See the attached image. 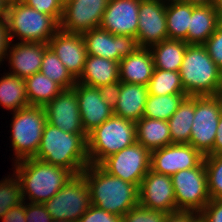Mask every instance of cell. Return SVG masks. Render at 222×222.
Here are the masks:
<instances>
[{
  "instance_id": "obj_1",
  "label": "cell",
  "mask_w": 222,
  "mask_h": 222,
  "mask_svg": "<svg viewBox=\"0 0 222 222\" xmlns=\"http://www.w3.org/2000/svg\"><path fill=\"white\" fill-rule=\"evenodd\" d=\"M81 174L90 189L91 205L122 217L139 204L138 186L109 174L100 165L89 164Z\"/></svg>"
},
{
  "instance_id": "obj_2",
  "label": "cell",
  "mask_w": 222,
  "mask_h": 222,
  "mask_svg": "<svg viewBox=\"0 0 222 222\" xmlns=\"http://www.w3.org/2000/svg\"><path fill=\"white\" fill-rule=\"evenodd\" d=\"M87 138V134L66 133L46 123L34 158L66 168L73 175H79L90 164Z\"/></svg>"
},
{
  "instance_id": "obj_3",
  "label": "cell",
  "mask_w": 222,
  "mask_h": 222,
  "mask_svg": "<svg viewBox=\"0 0 222 222\" xmlns=\"http://www.w3.org/2000/svg\"><path fill=\"white\" fill-rule=\"evenodd\" d=\"M15 163L16 175L20 182L23 200L26 195L30 203L43 204L50 200L73 176L66 168L42 160L25 158Z\"/></svg>"
},
{
  "instance_id": "obj_4",
  "label": "cell",
  "mask_w": 222,
  "mask_h": 222,
  "mask_svg": "<svg viewBox=\"0 0 222 222\" xmlns=\"http://www.w3.org/2000/svg\"><path fill=\"white\" fill-rule=\"evenodd\" d=\"M179 73L188 96L222 94V70L210 58L204 45H187Z\"/></svg>"
},
{
  "instance_id": "obj_5",
  "label": "cell",
  "mask_w": 222,
  "mask_h": 222,
  "mask_svg": "<svg viewBox=\"0 0 222 222\" xmlns=\"http://www.w3.org/2000/svg\"><path fill=\"white\" fill-rule=\"evenodd\" d=\"M135 142V122L113 114L88 134L89 163L99 165L108 156L133 145Z\"/></svg>"
},
{
  "instance_id": "obj_6",
  "label": "cell",
  "mask_w": 222,
  "mask_h": 222,
  "mask_svg": "<svg viewBox=\"0 0 222 222\" xmlns=\"http://www.w3.org/2000/svg\"><path fill=\"white\" fill-rule=\"evenodd\" d=\"M6 19L11 41L16 36L21 42L48 44L60 30V23L53 16L39 12L20 0L8 7Z\"/></svg>"
},
{
  "instance_id": "obj_7",
  "label": "cell",
  "mask_w": 222,
  "mask_h": 222,
  "mask_svg": "<svg viewBox=\"0 0 222 222\" xmlns=\"http://www.w3.org/2000/svg\"><path fill=\"white\" fill-rule=\"evenodd\" d=\"M12 148L15 161L32 158L36 155L47 123L46 112L40 106H27L13 112Z\"/></svg>"
},
{
  "instance_id": "obj_8",
  "label": "cell",
  "mask_w": 222,
  "mask_h": 222,
  "mask_svg": "<svg viewBox=\"0 0 222 222\" xmlns=\"http://www.w3.org/2000/svg\"><path fill=\"white\" fill-rule=\"evenodd\" d=\"M221 112L222 94L194 96V118L189 144L203 156L213 150Z\"/></svg>"
},
{
  "instance_id": "obj_9",
  "label": "cell",
  "mask_w": 222,
  "mask_h": 222,
  "mask_svg": "<svg viewBox=\"0 0 222 222\" xmlns=\"http://www.w3.org/2000/svg\"><path fill=\"white\" fill-rule=\"evenodd\" d=\"M53 220L78 222L91 206L90 189L82 174L73 175L48 201L43 203Z\"/></svg>"
},
{
  "instance_id": "obj_10",
  "label": "cell",
  "mask_w": 222,
  "mask_h": 222,
  "mask_svg": "<svg viewBox=\"0 0 222 222\" xmlns=\"http://www.w3.org/2000/svg\"><path fill=\"white\" fill-rule=\"evenodd\" d=\"M171 179L178 210L199 213L211 200L204 161L195 168L174 173Z\"/></svg>"
},
{
  "instance_id": "obj_11",
  "label": "cell",
  "mask_w": 222,
  "mask_h": 222,
  "mask_svg": "<svg viewBox=\"0 0 222 222\" xmlns=\"http://www.w3.org/2000/svg\"><path fill=\"white\" fill-rule=\"evenodd\" d=\"M151 152L138 142L105 158L99 165L109 174L139 187L150 170Z\"/></svg>"
},
{
  "instance_id": "obj_12",
  "label": "cell",
  "mask_w": 222,
  "mask_h": 222,
  "mask_svg": "<svg viewBox=\"0 0 222 222\" xmlns=\"http://www.w3.org/2000/svg\"><path fill=\"white\" fill-rule=\"evenodd\" d=\"M87 55L107 58L120 62L122 58L135 53L140 45L136 37L114 35L100 27L82 34Z\"/></svg>"
},
{
  "instance_id": "obj_13",
  "label": "cell",
  "mask_w": 222,
  "mask_h": 222,
  "mask_svg": "<svg viewBox=\"0 0 222 222\" xmlns=\"http://www.w3.org/2000/svg\"><path fill=\"white\" fill-rule=\"evenodd\" d=\"M109 0H69L63 5L60 30L83 34L101 24Z\"/></svg>"
},
{
  "instance_id": "obj_14",
  "label": "cell",
  "mask_w": 222,
  "mask_h": 222,
  "mask_svg": "<svg viewBox=\"0 0 222 222\" xmlns=\"http://www.w3.org/2000/svg\"><path fill=\"white\" fill-rule=\"evenodd\" d=\"M136 38L145 48L168 39L166 5L161 0L140 1Z\"/></svg>"
},
{
  "instance_id": "obj_15",
  "label": "cell",
  "mask_w": 222,
  "mask_h": 222,
  "mask_svg": "<svg viewBox=\"0 0 222 222\" xmlns=\"http://www.w3.org/2000/svg\"><path fill=\"white\" fill-rule=\"evenodd\" d=\"M139 204L166 213L177 211L171 176L149 170L138 187Z\"/></svg>"
},
{
  "instance_id": "obj_16",
  "label": "cell",
  "mask_w": 222,
  "mask_h": 222,
  "mask_svg": "<svg viewBox=\"0 0 222 222\" xmlns=\"http://www.w3.org/2000/svg\"><path fill=\"white\" fill-rule=\"evenodd\" d=\"M204 156L190 144H171L151 152L150 169L168 176L197 167Z\"/></svg>"
},
{
  "instance_id": "obj_17",
  "label": "cell",
  "mask_w": 222,
  "mask_h": 222,
  "mask_svg": "<svg viewBox=\"0 0 222 222\" xmlns=\"http://www.w3.org/2000/svg\"><path fill=\"white\" fill-rule=\"evenodd\" d=\"M47 123L66 133L86 134L82 125L76 91L63 89L44 107Z\"/></svg>"
},
{
  "instance_id": "obj_18",
  "label": "cell",
  "mask_w": 222,
  "mask_h": 222,
  "mask_svg": "<svg viewBox=\"0 0 222 222\" xmlns=\"http://www.w3.org/2000/svg\"><path fill=\"white\" fill-rule=\"evenodd\" d=\"M141 0H109L100 28L114 35L136 37Z\"/></svg>"
},
{
  "instance_id": "obj_19",
  "label": "cell",
  "mask_w": 222,
  "mask_h": 222,
  "mask_svg": "<svg viewBox=\"0 0 222 222\" xmlns=\"http://www.w3.org/2000/svg\"><path fill=\"white\" fill-rule=\"evenodd\" d=\"M73 89L77 94L82 125L88 135L114 114L113 109L102 98L97 87L76 82Z\"/></svg>"
},
{
  "instance_id": "obj_20",
  "label": "cell",
  "mask_w": 222,
  "mask_h": 222,
  "mask_svg": "<svg viewBox=\"0 0 222 222\" xmlns=\"http://www.w3.org/2000/svg\"><path fill=\"white\" fill-rule=\"evenodd\" d=\"M69 73L77 80L84 68L87 51L82 34L59 30L48 42Z\"/></svg>"
},
{
  "instance_id": "obj_21",
  "label": "cell",
  "mask_w": 222,
  "mask_h": 222,
  "mask_svg": "<svg viewBox=\"0 0 222 222\" xmlns=\"http://www.w3.org/2000/svg\"><path fill=\"white\" fill-rule=\"evenodd\" d=\"M8 54L9 63L12 68L10 74L20 78H27L40 72L42 58L48 44L35 42H18L10 44Z\"/></svg>"
},
{
  "instance_id": "obj_22",
  "label": "cell",
  "mask_w": 222,
  "mask_h": 222,
  "mask_svg": "<svg viewBox=\"0 0 222 222\" xmlns=\"http://www.w3.org/2000/svg\"><path fill=\"white\" fill-rule=\"evenodd\" d=\"M155 66L149 48L140 47L135 53L122 58L119 62V80L147 86Z\"/></svg>"
},
{
  "instance_id": "obj_23",
  "label": "cell",
  "mask_w": 222,
  "mask_h": 222,
  "mask_svg": "<svg viewBox=\"0 0 222 222\" xmlns=\"http://www.w3.org/2000/svg\"><path fill=\"white\" fill-rule=\"evenodd\" d=\"M147 96V86L121 82L120 95L113 110L114 115L136 123L144 116Z\"/></svg>"
},
{
  "instance_id": "obj_24",
  "label": "cell",
  "mask_w": 222,
  "mask_h": 222,
  "mask_svg": "<svg viewBox=\"0 0 222 222\" xmlns=\"http://www.w3.org/2000/svg\"><path fill=\"white\" fill-rule=\"evenodd\" d=\"M119 80V62L87 55L83 71L77 82L90 86L100 87Z\"/></svg>"
},
{
  "instance_id": "obj_25",
  "label": "cell",
  "mask_w": 222,
  "mask_h": 222,
  "mask_svg": "<svg viewBox=\"0 0 222 222\" xmlns=\"http://www.w3.org/2000/svg\"><path fill=\"white\" fill-rule=\"evenodd\" d=\"M220 23L213 5H194L188 35L184 41L187 44L203 45L216 31Z\"/></svg>"
},
{
  "instance_id": "obj_26",
  "label": "cell",
  "mask_w": 222,
  "mask_h": 222,
  "mask_svg": "<svg viewBox=\"0 0 222 222\" xmlns=\"http://www.w3.org/2000/svg\"><path fill=\"white\" fill-rule=\"evenodd\" d=\"M135 124L136 142L150 152L172 144L167 121L142 117Z\"/></svg>"
},
{
  "instance_id": "obj_27",
  "label": "cell",
  "mask_w": 222,
  "mask_h": 222,
  "mask_svg": "<svg viewBox=\"0 0 222 222\" xmlns=\"http://www.w3.org/2000/svg\"><path fill=\"white\" fill-rule=\"evenodd\" d=\"M187 45L184 40L166 39L149 47L155 68L179 71Z\"/></svg>"
},
{
  "instance_id": "obj_28",
  "label": "cell",
  "mask_w": 222,
  "mask_h": 222,
  "mask_svg": "<svg viewBox=\"0 0 222 222\" xmlns=\"http://www.w3.org/2000/svg\"><path fill=\"white\" fill-rule=\"evenodd\" d=\"M194 118V96H187L167 121L172 144H189Z\"/></svg>"
},
{
  "instance_id": "obj_29",
  "label": "cell",
  "mask_w": 222,
  "mask_h": 222,
  "mask_svg": "<svg viewBox=\"0 0 222 222\" xmlns=\"http://www.w3.org/2000/svg\"><path fill=\"white\" fill-rule=\"evenodd\" d=\"M24 80L27 99L31 106L44 107L63 90L59 84L46 77L42 72H37Z\"/></svg>"
},
{
  "instance_id": "obj_30",
  "label": "cell",
  "mask_w": 222,
  "mask_h": 222,
  "mask_svg": "<svg viewBox=\"0 0 222 222\" xmlns=\"http://www.w3.org/2000/svg\"><path fill=\"white\" fill-rule=\"evenodd\" d=\"M0 104L13 112L29 106L23 78L9 72L0 78Z\"/></svg>"
},
{
  "instance_id": "obj_31",
  "label": "cell",
  "mask_w": 222,
  "mask_h": 222,
  "mask_svg": "<svg viewBox=\"0 0 222 222\" xmlns=\"http://www.w3.org/2000/svg\"><path fill=\"white\" fill-rule=\"evenodd\" d=\"M193 9L194 5L186 2L166 5L168 39L185 40L187 38Z\"/></svg>"
},
{
  "instance_id": "obj_32",
  "label": "cell",
  "mask_w": 222,
  "mask_h": 222,
  "mask_svg": "<svg viewBox=\"0 0 222 222\" xmlns=\"http://www.w3.org/2000/svg\"><path fill=\"white\" fill-rule=\"evenodd\" d=\"M187 96V94L159 96L148 94L143 117L168 121Z\"/></svg>"
},
{
  "instance_id": "obj_33",
  "label": "cell",
  "mask_w": 222,
  "mask_h": 222,
  "mask_svg": "<svg viewBox=\"0 0 222 222\" xmlns=\"http://www.w3.org/2000/svg\"><path fill=\"white\" fill-rule=\"evenodd\" d=\"M40 72L63 89H71L77 82L49 46L44 51Z\"/></svg>"
},
{
  "instance_id": "obj_34",
  "label": "cell",
  "mask_w": 222,
  "mask_h": 222,
  "mask_svg": "<svg viewBox=\"0 0 222 222\" xmlns=\"http://www.w3.org/2000/svg\"><path fill=\"white\" fill-rule=\"evenodd\" d=\"M147 87L150 95L186 94L179 71L155 68Z\"/></svg>"
},
{
  "instance_id": "obj_35",
  "label": "cell",
  "mask_w": 222,
  "mask_h": 222,
  "mask_svg": "<svg viewBox=\"0 0 222 222\" xmlns=\"http://www.w3.org/2000/svg\"><path fill=\"white\" fill-rule=\"evenodd\" d=\"M208 192L211 199H222V154L204 156Z\"/></svg>"
},
{
  "instance_id": "obj_36",
  "label": "cell",
  "mask_w": 222,
  "mask_h": 222,
  "mask_svg": "<svg viewBox=\"0 0 222 222\" xmlns=\"http://www.w3.org/2000/svg\"><path fill=\"white\" fill-rule=\"evenodd\" d=\"M20 182L16 175L14 178H5L0 181V219L12 207L23 203Z\"/></svg>"
},
{
  "instance_id": "obj_37",
  "label": "cell",
  "mask_w": 222,
  "mask_h": 222,
  "mask_svg": "<svg viewBox=\"0 0 222 222\" xmlns=\"http://www.w3.org/2000/svg\"><path fill=\"white\" fill-rule=\"evenodd\" d=\"M166 215V212L151 210L138 204L122 216V222H164Z\"/></svg>"
},
{
  "instance_id": "obj_38",
  "label": "cell",
  "mask_w": 222,
  "mask_h": 222,
  "mask_svg": "<svg viewBox=\"0 0 222 222\" xmlns=\"http://www.w3.org/2000/svg\"><path fill=\"white\" fill-rule=\"evenodd\" d=\"M35 10L53 16L59 23L63 16V4L60 0H20Z\"/></svg>"
},
{
  "instance_id": "obj_39",
  "label": "cell",
  "mask_w": 222,
  "mask_h": 222,
  "mask_svg": "<svg viewBox=\"0 0 222 222\" xmlns=\"http://www.w3.org/2000/svg\"><path fill=\"white\" fill-rule=\"evenodd\" d=\"M215 64L222 70V23H220L216 31L203 44Z\"/></svg>"
},
{
  "instance_id": "obj_40",
  "label": "cell",
  "mask_w": 222,
  "mask_h": 222,
  "mask_svg": "<svg viewBox=\"0 0 222 222\" xmlns=\"http://www.w3.org/2000/svg\"><path fill=\"white\" fill-rule=\"evenodd\" d=\"M78 222H122V217L91 205Z\"/></svg>"
},
{
  "instance_id": "obj_41",
  "label": "cell",
  "mask_w": 222,
  "mask_h": 222,
  "mask_svg": "<svg viewBox=\"0 0 222 222\" xmlns=\"http://www.w3.org/2000/svg\"><path fill=\"white\" fill-rule=\"evenodd\" d=\"M200 222H222V199H211L198 213Z\"/></svg>"
},
{
  "instance_id": "obj_42",
  "label": "cell",
  "mask_w": 222,
  "mask_h": 222,
  "mask_svg": "<svg viewBox=\"0 0 222 222\" xmlns=\"http://www.w3.org/2000/svg\"><path fill=\"white\" fill-rule=\"evenodd\" d=\"M27 204L25 205L26 222H51L53 220L43 204L40 203H27Z\"/></svg>"
},
{
  "instance_id": "obj_43",
  "label": "cell",
  "mask_w": 222,
  "mask_h": 222,
  "mask_svg": "<svg viewBox=\"0 0 222 222\" xmlns=\"http://www.w3.org/2000/svg\"><path fill=\"white\" fill-rule=\"evenodd\" d=\"M102 98L114 110L121 90V81H115L98 87Z\"/></svg>"
},
{
  "instance_id": "obj_44",
  "label": "cell",
  "mask_w": 222,
  "mask_h": 222,
  "mask_svg": "<svg viewBox=\"0 0 222 222\" xmlns=\"http://www.w3.org/2000/svg\"><path fill=\"white\" fill-rule=\"evenodd\" d=\"M198 213L191 210H177L167 213L164 222H197Z\"/></svg>"
},
{
  "instance_id": "obj_45",
  "label": "cell",
  "mask_w": 222,
  "mask_h": 222,
  "mask_svg": "<svg viewBox=\"0 0 222 222\" xmlns=\"http://www.w3.org/2000/svg\"><path fill=\"white\" fill-rule=\"evenodd\" d=\"M11 43L7 19H0V63L7 56Z\"/></svg>"
},
{
  "instance_id": "obj_46",
  "label": "cell",
  "mask_w": 222,
  "mask_h": 222,
  "mask_svg": "<svg viewBox=\"0 0 222 222\" xmlns=\"http://www.w3.org/2000/svg\"><path fill=\"white\" fill-rule=\"evenodd\" d=\"M3 222H26L25 201L18 206L10 208L1 218Z\"/></svg>"
},
{
  "instance_id": "obj_47",
  "label": "cell",
  "mask_w": 222,
  "mask_h": 222,
  "mask_svg": "<svg viewBox=\"0 0 222 222\" xmlns=\"http://www.w3.org/2000/svg\"><path fill=\"white\" fill-rule=\"evenodd\" d=\"M222 154V112L218 123V130L215 137L213 150L208 155Z\"/></svg>"
},
{
  "instance_id": "obj_48",
  "label": "cell",
  "mask_w": 222,
  "mask_h": 222,
  "mask_svg": "<svg viewBox=\"0 0 222 222\" xmlns=\"http://www.w3.org/2000/svg\"><path fill=\"white\" fill-rule=\"evenodd\" d=\"M186 3H190L191 5L199 6V5H213L214 0H186Z\"/></svg>"
},
{
  "instance_id": "obj_49",
  "label": "cell",
  "mask_w": 222,
  "mask_h": 222,
  "mask_svg": "<svg viewBox=\"0 0 222 222\" xmlns=\"http://www.w3.org/2000/svg\"><path fill=\"white\" fill-rule=\"evenodd\" d=\"M214 9L218 14L219 20L222 23V0H214Z\"/></svg>"
},
{
  "instance_id": "obj_50",
  "label": "cell",
  "mask_w": 222,
  "mask_h": 222,
  "mask_svg": "<svg viewBox=\"0 0 222 222\" xmlns=\"http://www.w3.org/2000/svg\"><path fill=\"white\" fill-rule=\"evenodd\" d=\"M7 9L8 6L0 0V19H6L7 18Z\"/></svg>"
},
{
  "instance_id": "obj_51",
  "label": "cell",
  "mask_w": 222,
  "mask_h": 222,
  "mask_svg": "<svg viewBox=\"0 0 222 222\" xmlns=\"http://www.w3.org/2000/svg\"><path fill=\"white\" fill-rule=\"evenodd\" d=\"M165 5L172 3H184L186 0H161Z\"/></svg>"
},
{
  "instance_id": "obj_52",
  "label": "cell",
  "mask_w": 222,
  "mask_h": 222,
  "mask_svg": "<svg viewBox=\"0 0 222 222\" xmlns=\"http://www.w3.org/2000/svg\"><path fill=\"white\" fill-rule=\"evenodd\" d=\"M1 1H3L9 7L16 0H1Z\"/></svg>"
},
{
  "instance_id": "obj_53",
  "label": "cell",
  "mask_w": 222,
  "mask_h": 222,
  "mask_svg": "<svg viewBox=\"0 0 222 222\" xmlns=\"http://www.w3.org/2000/svg\"><path fill=\"white\" fill-rule=\"evenodd\" d=\"M51 222H72V221H68V220H52Z\"/></svg>"
},
{
  "instance_id": "obj_54",
  "label": "cell",
  "mask_w": 222,
  "mask_h": 222,
  "mask_svg": "<svg viewBox=\"0 0 222 222\" xmlns=\"http://www.w3.org/2000/svg\"><path fill=\"white\" fill-rule=\"evenodd\" d=\"M62 2V4L64 5L67 1L69 0H60Z\"/></svg>"
}]
</instances>
